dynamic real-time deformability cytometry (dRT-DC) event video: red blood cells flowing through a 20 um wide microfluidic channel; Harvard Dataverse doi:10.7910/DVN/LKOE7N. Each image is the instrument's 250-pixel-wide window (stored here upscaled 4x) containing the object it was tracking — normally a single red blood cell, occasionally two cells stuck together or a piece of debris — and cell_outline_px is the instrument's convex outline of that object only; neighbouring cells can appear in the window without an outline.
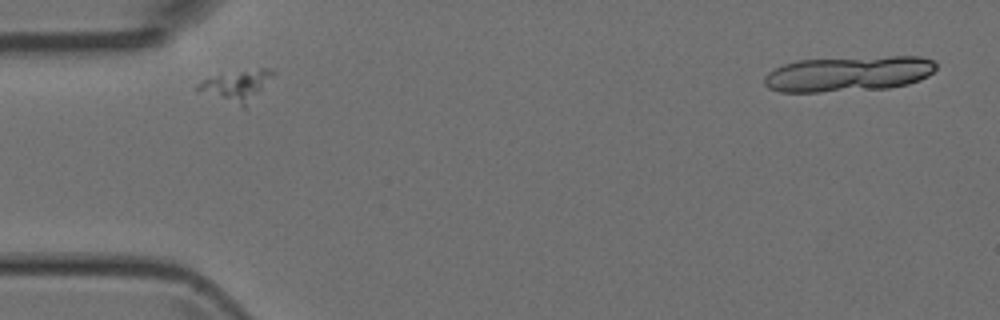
{"species": "Egyptian fruit bat (a non-hibernating species)", "species_latin": "Rousettus aegyptiacus", "temperature_condition": "room temperature", "stored_images_in_passage": 2, "camera_frame_rate_fps": 3000, "um_per_image_px": 0.085, "animal": {"sex": "female"}, "frame": {"image": 1, "passage_image": 1, "time_ms": 0.0, "image_size_px": [1000, 320], "cell_outline_px": [[276, 72], [244, 108], [240, 108], [196, 92], [192, 88], [196, 84], [220, 72], [260, 68], [268, 68]], "centroid_in_image_um": [19.98, 7.28], "position_along_channel_um": 65.0, "area_um2": 14.1}}
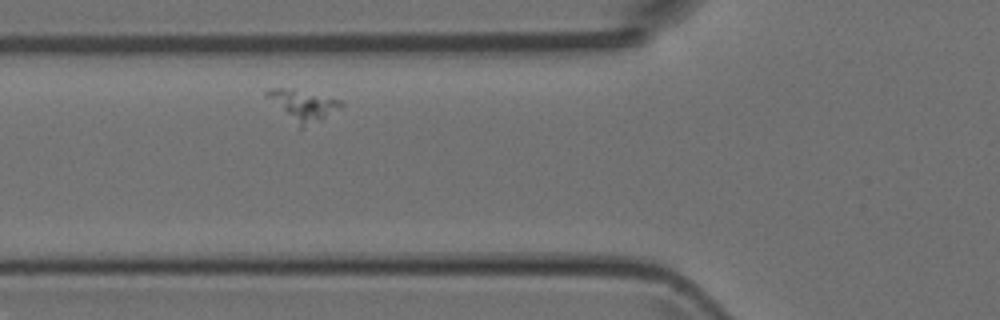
{"frame": {"image": 2, "passage_image": 2, "time_ms": 1.0, "image_size_px": [1000, 320], "cell_outline_px": [[344, 108], [320, 120], [300, 128], [264, 96], [264, 92], [268, 88], [292, 88], [340, 100], [344, 104]], "centroid_in_image_um": [25.74, 8.93], "position_along_channel_um": 100.1, "area_um2": 13.41}}